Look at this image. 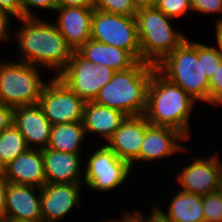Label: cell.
Wrapping results in <instances>:
<instances>
[{
	"instance_id": "cell-1",
	"label": "cell",
	"mask_w": 222,
	"mask_h": 222,
	"mask_svg": "<svg viewBox=\"0 0 222 222\" xmlns=\"http://www.w3.org/2000/svg\"><path fill=\"white\" fill-rule=\"evenodd\" d=\"M13 39L17 44L18 60L53 72L58 77L68 65L73 49L52 21L44 17L17 19ZM18 27V28H17Z\"/></svg>"
},
{
	"instance_id": "cell-2",
	"label": "cell",
	"mask_w": 222,
	"mask_h": 222,
	"mask_svg": "<svg viewBox=\"0 0 222 222\" xmlns=\"http://www.w3.org/2000/svg\"><path fill=\"white\" fill-rule=\"evenodd\" d=\"M196 103L179 85L169 81L157 69L153 71L144 113L151 125L174 128L190 141L193 136L190 120Z\"/></svg>"
},
{
	"instance_id": "cell-3",
	"label": "cell",
	"mask_w": 222,
	"mask_h": 222,
	"mask_svg": "<svg viewBox=\"0 0 222 222\" xmlns=\"http://www.w3.org/2000/svg\"><path fill=\"white\" fill-rule=\"evenodd\" d=\"M155 69L154 65L138 61L128 70L116 71L93 101L120 110L127 116L144 114L148 87Z\"/></svg>"
},
{
	"instance_id": "cell-4",
	"label": "cell",
	"mask_w": 222,
	"mask_h": 222,
	"mask_svg": "<svg viewBox=\"0 0 222 222\" xmlns=\"http://www.w3.org/2000/svg\"><path fill=\"white\" fill-rule=\"evenodd\" d=\"M135 19L141 61L148 64L158 65L188 37L156 7L138 9Z\"/></svg>"
},
{
	"instance_id": "cell-5",
	"label": "cell",
	"mask_w": 222,
	"mask_h": 222,
	"mask_svg": "<svg viewBox=\"0 0 222 222\" xmlns=\"http://www.w3.org/2000/svg\"><path fill=\"white\" fill-rule=\"evenodd\" d=\"M156 69L197 103L209 105V79L204 74L202 58H198V40L187 37Z\"/></svg>"
},
{
	"instance_id": "cell-6",
	"label": "cell",
	"mask_w": 222,
	"mask_h": 222,
	"mask_svg": "<svg viewBox=\"0 0 222 222\" xmlns=\"http://www.w3.org/2000/svg\"><path fill=\"white\" fill-rule=\"evenodd\" d=\"M42 70L30 63L0 59V102L12 108L37 104L49 80L42 79Z\"/></svg>"
},
{
	"instance_id": "cell-7",
	"label": "cell",
	"mask_w": 222,
	"mask_h": 222,
	"mask_svg": "<svg viewBox=\"0 0 222 222\" xmlns=\"http://www.w3.org/2000/svg\"><path fill=\"white\" fill-rule=\"evenodd\" d=\"M101 144V145H100ZM84 160L83 184L94 192L116 191L131 178V165L120 159L113 150L100 143ZM86 161V162H85ZM128 178V179H127Z\"/></svg>"
},
{
	"instance_id": "cell-8",
	"label": "cell",
	"mask_w": 222,
	"mask_h": 222,
	"mask_svg": "<svg viewBox=\"0 0 222 222\" xmlns=\"http://www.w3.org/2000/svg\"><path fill=\"white\" fill-rule=\"evenodd\" d=\"M91 39L127 50L141 61L135 17L95 10L91 18Z\"/></svg>"
},
{
	"instance_id": "cell-9",
	"label": "cell",
	"mask_w": 222,
	"mask_h": 222,
	"mask_svg": "<svg viewBox=\"0 0 222 222\" xmlns=\"http://www.w3.org/2000/svg\"><path fill=\"white\" fill-rule=\"evenodd\" d=\"M219 155L216 151L215 154L204 155L203 159L194 156L189 161L184 160L179 166H182V169L180 168L173 176L179 190L201 196L221 190L222 159H219Z\"/></svg>"
},
{
	"instance_id": "cell-10",
	"label": "cell",
	"mask_w": 222,
	"mask_h": 222,
	"mask_svg": "<svg viewBox=\"0 0 222 222\" xmlns=\"http://www.w3.org/2000/svg\"><path fill=\"white\" fill-rule=\"evenodd\" d=\"M115 72L103 64H93L73 51L67 68L58 78L78 97L93 101L99 90L112 80Z\"/></svg>"
},
{
	"instance_id": "cell-11",
	"label": "cell",
	"mask_w": 222,
	"mask_h": 222,
	"mask_svg": "<svg viewBox=\"0 0 222 222\" xmlns=\"http://www.w3.org/2000/svg\"><path fill=\"white\" fill-rule=\"evenodd\" d=\"M38 104L52 125L82 122L86 101L71 91L58 77H50Z\"/></svg>"
},
{
	"instance_id": "cell-12",
	"label": "cell",
	"mask_w": 222,
	"mask_h": 222,
	"mask_svg": "<svg viewBox=\"0 0 222 222\" xmlns=\"http://www.w3.org/2000/svg\"><path fill=\"white\" fill-rule=\"evenodd\" d=\"M188 140L189 139L183 133L174 128L151 125L147 121V130L145 132V137L140 150V154L130 164L132 171L135 170V165H137L138 162L139 164H144L146 161L148 164V161H150V163L158 160L161 161L162 159L163 161H165L166 159H170L171 156L175 157L176 155L177 157V153H180L179 155H181L182 153L183 155V152L185 151L189 153L190 157V155L193 154L188 152L191 150V148L188 149L187 145H182V142H186Z\"/></svg>"
},
{
	"instance_id": "cell-13",
	"label": "cell",
	"mask_w": 222,
	"mask_h": 222,
	"mask_svg": "<svg viewBox=\"0 0 222 222\" xmlns=\"http://www.w3.org/2000/svg\"><path fill=\"white\" fill-rule=\"evenodd\" d=\"M83 183H45L41 188L42 222H59L74 210L82 206L81 192Z\"/></svg>"
},
{
	"instance_id": "cell-14",
	"label": "cell",
	"mask_w": 222,
	"mask_h": 222,
	"mask_svg": "<svg viewBox=\"0 0 222 222\" xmlns=\"http://www.w3.org/2000/svg\"><path fill=\"white\" fill-rule=\"evenodd\" d=\"M146 130L144 114L127 116L105 145L120 159L131 164L140 154Z\"/></svg>"
},
{
	"instance_id": "cell-15",
	"label": "cell",
	"mask_w": 222,
	"mask_h": 222,
	"mask_svg": "<svg viewBox=\"0 0 222 222\" xmlns=\"http://www.w3.org/2000/svg\"><path fill=\"white\" fill-rule=\"evenodd\" d=\"M13 124L24 136L28 148H47L52 124L38 103L15 107Z\"/></svg>"
},
{
	"instance_id": "cell-16",
	"label": "cell",
	"mask_w": 222,
	"mask_h": 222,
	"mask_svg": "<svg viewBox=\"0 0 222 222\" xmlns=\"http://www.w3.org/2000/svg\"><path fill=\"white\" fill-rule=\"evenodd\" d=\"M56 25L67 44L76 51L91 39V18L93 7H57Z\"/></svg>"
},
{
	"instance_id": "cell-17",
	"label": "cell",
	"mask_w": 222,
	"mask_h": 222,
	"mask_svg": "<svg viewBox=\"0 0 222 222\" xmlns=\"http://www.w3.org/2000/svg\"><path fill=\"white\" fill-rule=\"evenodd\" d=\"M4 219L42 222L41 188L9 183Z\"/></svg>"
},
{
	"instance_id": "cell-18",
	"label": "cell",
	"mask_w": 222,
	"mask_h": 222,
	"mask_svg": "<svg viewBox=\"0 0 222 222\" xmlns=\"http://www.w3.org/2000/svg\"><path fill=\"white\" fill-rule=\"evenodd\" d=\"M41 150L46 183H83V153L58 152L48 148Z\"/></svg>"
},
{
	"instance_id": "cell-19",
	"label": "cell",
	"mask_w": 222,
	"mask_h": 222,
	"mask_svg": "<svg viewBox=\"0 0 222 222\" xmlns=\"http://www.w3.org/2000/svg\"><path fill=\"white\" fill-rule=\"evenodd\" d=\"M2 172L9 183L42 188L46 183L42 150L28 148L5 165Z\"/></svg>"
},
{
	"instance_id": "cell-20",
	"label": "cell",
	"mask_w": 222,
	"mask_h": 222,
	"mask_svg": "<svg viewBox=\"0 0 222 222\" xmlns=\"http://www.w3.org/2000/svg\"><path fill=\"white\" fill-rule=\"evenodd\" d=\"M126 117L127 115L120 110L100 105L95 101H86L82 123L87 136L97 135L103 139L102 144H105Z\"/></svg>"
},
{
	"instance_id": "cell-21",
	"label": "cell",
	"mask_w": 222,
	"mask_h": 222,
	"mask_svg": "<svg viewBox=\"0 0 222 222\" xmlns=\"http://www.w3.org/2000/svg\"><path fill=\"white\" fill-rule=\"evenodd\" d=\"M76 52L93 64H103L115 71L128 70L138 62L127 50L92 39L80 46Z\"/></svg>"
},
{
	"instance_id": "cell-22",
	"label": "cell",
	"mask_w": 222,
	"mask_h": 222,
	"mask_svg": "<svg viewBox=\"0 0 222 222\" xmlns=\"http://www.w3.org/2000/svg\"><path fill=\"white\" fill-rule=\"evenodd\" d=\"M174 192L170 195L172 199L166 201L169 204L164 205L165 209L157 205L171 222H205L201 195L181 191L178 187Z\"/></svg>"
},
{
	"instance_id": "cell-23",
	"label": "cell",
	"mask_w": 222,
	"mask_h": 222,
	"mask_svg": "<svg viewBox=\"0 0 222 222\" xmlns=\"http://www.w3.org/2000/svg\"><path fill=\"white\" fill-rule=\"evenodd\" d=\"M86 136L82 122L52 125L47 148L58 152L81 153L84 152L82 145Z\"/></svg>"
},
{
	"instance_id": "cell-24",
	"label": "cell",
	"mask_w": 222,
	"mask_h": 222,
	"mask_svg": "<svg viewBox=\"0 0 222 222\" xmlns=\"http://www.w3.org/2000/svg\"><path fill=\"white\" fill-rule=\"evenodd\" d=\"M27 149L24 136L13 123L0 133V165L2 167Z\"/></svg>"
},
{
	"instance_id": "cell-25",
	"label": "cell",
	"mask_w": 222,
	"mask_h": 222,
	"mask_svg": "<svg viewBox=\"0 0 222 222\" xmlns=\"http://www.w3.org/2000/svg\"><path fill=\"white\" fill-rule=\"evenodd\" d=\"M198 58H202L204 74L210 80L222 60V54L215 45L198 42Z\"/></svg>"
},
{
	"instance_id": "cell-26",
	"label": "cell",
	"mask_w": 222,
	"mask_h": 222,
	"mask_svg": "<svg viewBox=\"0 0 222 222\" xmlns=\"http://www.w3.org/2000/svg\"><path fill=\"white\" fill-rule=\"evenodd\" d=\"M95 10L129 17H135L137 9L132 0H93Z\"/></svg>"
},
{
	"instance_id": "cell-27",
	"label": "cell",
	"mask_w": 222,
	"mask_h": 222,
	"mask_svg": "<svg viewBox=\"0 0 222 222\" xmlns=\"http://www.w3.org/2000/svg\"><path fill=\"white\" fill-rule=\"evenodd\" d=\"M205 222H222V189L202 196Z\"/></svg>"
},
{
	"instance_id": "cell-28",
	"label": "cell",
	"mask_w": 222,
	"mask_h": 222,
	"mask_svg": "<svg viewBox=\"0 0 222 222\" xmlns=\"http://www.w3.org/2000/svg\"><path fill=\"white\" fill-rule=\"evenodd\" d=\"M155 7L174 20L192 14L190 0H158Z\"/></svg>"
},
{
	"instance_id": "cell-29",
	"label": "cell",
	"mask_w": 222,
	"mask_h": 222,
	"mask_svg": "<svg viewBox=\"0 0 222 222\" xmlns=\"http://www.w3.org/2000/svg\"><path fill=\"white\" fill-rule=\"evenodd\" d=\"M209 104L216 108L222 106V60L209 80Z\"/></svg>"
},
{
	"instance_id": "cell-30",
	"label": "cell",
	"mask_w": 222,
	"mask_h": 222,
	"mask_svg": "<svg viewBox=\"0 0 222 222\" xmlns=\"http://www.w3.org/2000/svg\"><path fill=\"white\" fill-rule=\"evenodd\" d=\"M191 9L193 13H199L202 15H220L222 14V0H190ZM222 20V18H216L215 21Z\"/></svg>"
},
{
	"instance_id": "cell-31",
	"label": "cell",
	"mask_w": 222,
	"mask_h": 222,
	"mask_svg": "<svg viewBox=\"0 0 222 222\" xmlns=\"http://www.w3.org/2000/svg\"><path fill=\"white\" fill-rule=\"evenodd\" d=\"M58 7V0H22L23 17H41L33 10L55 11ZM33 9V10H32Z\"/></svg>"
},
{
	"instance_id": "cell-32",
	"label": "cell",
	"mask_w": 222,
	"mask_h": 222,
	"mask_svg": "<svg viewBox=\"0 0 222 222\" xmlns=\"http://www.w3.org/2000/svg\"><path fill=\"white\" fill-rule=\"evenodd\" d=\"M15 17L12 16L10 13L0 10V43L3 44H7L8 42L13 41V34L14 31L12 30V28H14L13 26L11 27L10 25L12 24L11 21H13L12 19Z\"/></svg>"
},
{
	"instance_id": "cell-33",
	"label": "cell",
	"mask_w": 222,
	"mask_h": 222,
	"mask_svg": "<svg viewBox=\"0 0 222 222\" xmlns=\"http://www.w3.org/2000/svg\"><path fill=\"white\" fill-rule=\"evenodd\" d=\"M0 10L10 13L16 20L23 18L22 0H0Z\"/></svg>"
},
{
	"instance_id": "cell-34",
	"label": "cell",
	"mask_w": 222,
	"mask_h": 222,
	"mask_svg": "<svg viewBox=\"0 0 222 222\" xmlns=\"http://www.w3.org/2000/svg\"><path fill=\"white\" fill-rule=\"evenodd\" d=\"M134 209V212H129L131 210H122V214L119 217V219L117 218H112V219H106L107 222H144V213L142 211V209ZM122 217V218H121Z\"/></svg>"
},
{
	"instance_id": "cell-35",
	"label": "cell",
	"mask_w": 222,
	"mask_h": 222,
	"mask_svg": "<svg viewBox=\"0 0 222 222\" xmlns=\"http://www.w3.org/2000/svg\"><path fill=\"white\" fill-rule=\"evenodd\" d=\"M14 108L0 102V133L13 123Z\"/></svg>"
},
{
	"instance_id": "cell-36",
	"label": "cell",
	"mask_w": 222,
	"mask_h": 222,
	"mask_svg": "<svg viewBox=\"0 0 222 222\" xmlns=\"http://www.w3.org/2000/svg\"><path fill=\"white\" fill-rule=\"evenodd\" d=\"M159 203L151 204L150 214L144 215V222H171L169 218L156 206Z\"/></svg>"
},
{
	"instance_id": "cell-37",
	"label": "cell",
	"mask_w": 222,
	"mask_h": 222,
	"mask_svg": "<svg viewBox=\"0 0 222 222\" xmlns=\"http://www.w3.org/2000/svg\"><path fill=\"white\" fill-rule=\"evenodd\" d=\"M9 186V181L4 176L3 172H0V219L5 217V207H6V191Z\"/></svg>"
},
{
	"instance_id": "cell-38",
	"label": "cell",
	"mask_w": 222,
	"mask_h": 222,
	"mask_svg": "<svg viewBox=\"0 0 222 222\" xmlns=\"http://www.w3.org/2000/svg\"><path fill=\"white\" fill-rule=\"evenodd\" d=\"M93 7V0H58V7Z\"/></svg>"
},
{
	"instance_id": "cell-39",
	"label": "cell",
	"mask_w": 222,
	"mask_h": 222,
	"mask_svg": "<svg viewBox=\"0 0 222 222\" xmlns=\"http://www.w3.org/2000/svg\"><path fill=\"white\" fill-rule=\"evenodd\" d=\"M215 35L214 37H216V41L215 42V46L216 48L220 51V53L222 54V20H218L215 21Z\"/></svg>"
},
{
	"instance_id": "cell-40",
	"label": "cell",
	"mask_w": 222,
	"mask_h": 222,
	"mask_svg": "<svg viewBox=\"0 0 222 222\" xmlns=\"http://www.w3.org/2000/svg\"><path fill=\"white\" fill-rule=\"evenodd\" d=\"M158 0H132L136 9L155 7Z\"/></svg>"
},
{
	"instance_id": "cell-41",
	"label": "cell",
	"mask_w": 222,
	"mask_h": 222,
	"mask_svg": "<svg viewBox=\"0 0 222 222\" xmlns=\"http://www.w3.org/2000/svg\"><path fill=\"white\" fill-rule=\"evenodd\" d=\"M1 222H33V221L14 220V219H2Z\"/></svg>"
}]
</instances>
